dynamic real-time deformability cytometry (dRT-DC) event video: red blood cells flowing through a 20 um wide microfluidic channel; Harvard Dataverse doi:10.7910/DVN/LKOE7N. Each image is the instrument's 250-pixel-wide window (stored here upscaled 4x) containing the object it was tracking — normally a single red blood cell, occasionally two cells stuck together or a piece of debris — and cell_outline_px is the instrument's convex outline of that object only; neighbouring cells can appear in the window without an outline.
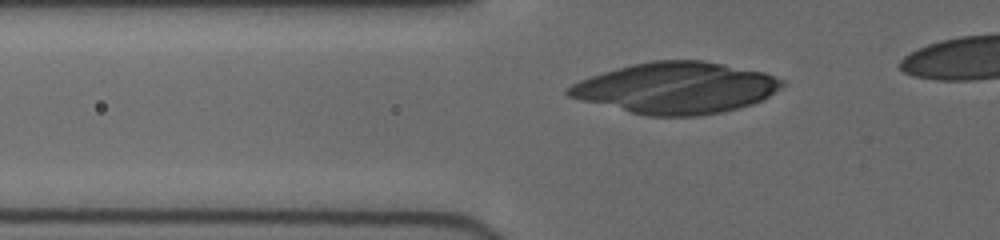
{"species": "human", "species_latin": "Homo sapiens", "temperature_condition": "cold", "stored_images_in_passage": 32, "camera_frame_rate_fps": 3000, "um_per_image_px": 0.085, "donor": {"sex": "female"}, "frame": {"image": 1, "passage_image": 3, "time_ms": 0.667, "image_size_px": [1000, 240], "cell_outline_px": [[784, 84], [780, 88], [768, 96], [752, 104], [740, 108], [724, 112], [696, 116], [648, 116], [568, 96], [564, 92], [564, 88], [580, 80], [604, 72], [632, 64], [652, 60], [700, 60], [724, 64], [764, 72], [784, 80]], "centroid_in_image_um": [57.49, 7.47], "position_along_channel_um": 68.3, "area_um2": 63.41}}